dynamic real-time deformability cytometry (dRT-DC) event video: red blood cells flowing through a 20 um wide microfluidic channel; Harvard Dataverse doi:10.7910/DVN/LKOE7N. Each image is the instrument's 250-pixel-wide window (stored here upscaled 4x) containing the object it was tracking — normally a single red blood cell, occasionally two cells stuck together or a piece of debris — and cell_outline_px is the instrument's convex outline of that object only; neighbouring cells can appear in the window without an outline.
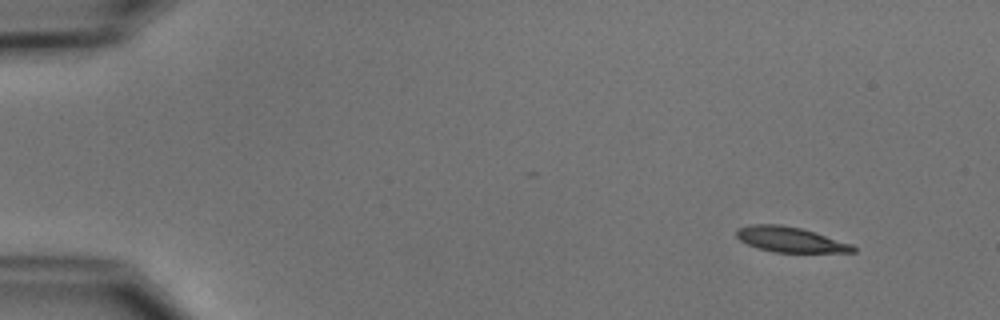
{"species": "common noctule bat (a hibernating species)", "species_latin": "Nyctalus noctula", "temperature_condition": "cold", "stored_images_in_passage": 50, "camera_frame_rate_fps": 3000, "um_per_image_px": 0.085, "animal": {"sex": "male", "body_mass_g": 15.6}, "frame": {"image": 1, "passage_image": 1, "time_ms": 0.0, "image_size_px": [1000, 320], "cell_outline_px": [[856, 252], [772, 252], [756, 248], [740, 240], [736, 236], [736, 228], [748, 224], [780, 224], [800, 228], [852, 244], [856, 248]], "centroid_in_image_um": [67.11, 20.35], "position_along_channel_um": 17.9, "area_um2": 17.11}}
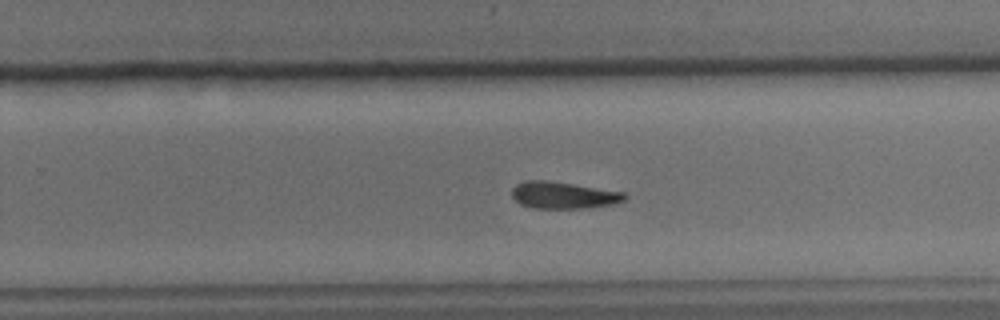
{"frame": {"image": 2, "passage_image": 31, "time_ms": 10.0, "image_size_px": [1000, 320], "cell_outline_px": [[628, 196], [624, 200], [612, 204], [584, 208], [532, 208], [520, 204], [512, 196], [512, 188], [516, 184], [524, 180], [548, 180], [624, 192]], "centroid_in_image_um": [47.86, 16.58], "position_along_channel_um": 281.9, "area_um2": 17.63}}
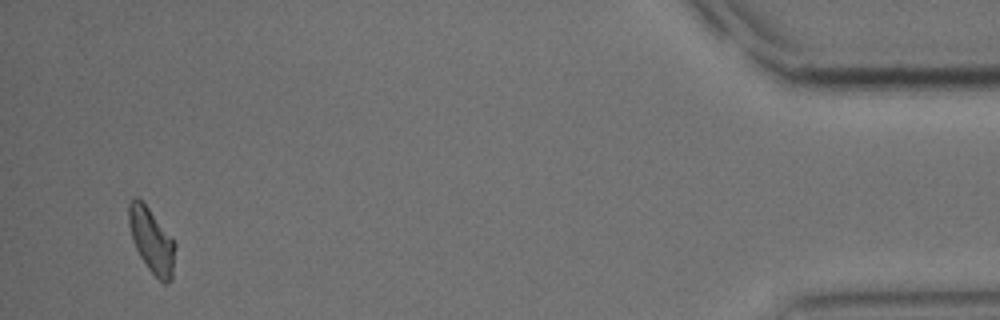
{"frame": {"image": 3, "passage_image": 48, "time_ms": 15.667, "image_size_px": [1000, 320], "cell_outline_px": [[176, 248], [172, 280], [164, 284], [148, 268], [140, 256], [132, 240], [128, 224], [128, 204], [132, 196], [136, 196], [148, 208], [172, 236], [176, 244]], "centroid_in_image_um": [12.89, 20.43], "position_along_channel_um": 422.3, "area_um2": 17.63}, "authors_computed_cell_mechanics": {"area_um2": 17.8313, "velocity_mm_per_s": 3.7409, "shape_relaxation_time_tau1_ms": 3.7392, "shape_relaxation_time_tau2_ms": null, "deformation_change_tau1": 0.1625, "deformation_change_tau2": null}}